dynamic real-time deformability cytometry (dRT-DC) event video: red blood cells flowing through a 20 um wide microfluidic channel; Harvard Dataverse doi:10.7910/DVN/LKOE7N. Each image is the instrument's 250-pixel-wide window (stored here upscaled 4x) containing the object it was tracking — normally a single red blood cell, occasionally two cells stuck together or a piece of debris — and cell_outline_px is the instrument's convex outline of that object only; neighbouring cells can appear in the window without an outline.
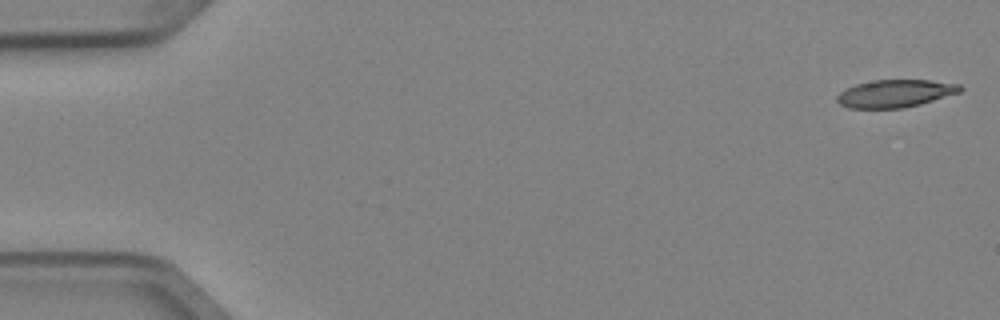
{"species": "Egyptian fruit bat (a non-hibernating species)", "species_latin": "Rousettus aegyptiacus", "temperature_condition": "cold", "stored_images_in_passage": 5, "camera_frame_rate_fps": 3000, "um_per_image_px": 0.085, "animal": {"sex": "female"}, "frame": {"image": 1, "passage_image": 1, "time_ms": 0.0, "image_size_px": [1000, 320], "cell_outline_px": [[964, 88], [960, 92], [920, 104], [904, 108], [848, 108], [840, 104], [836, 100], [836, 96], [844, 88], [856, 84], [872, 80], [928, 80], [960, 84]], "centroid_in_image_um": [76.06, 7.94], "position_along_channel_um": 8.9, "area_um2": 19.88}}
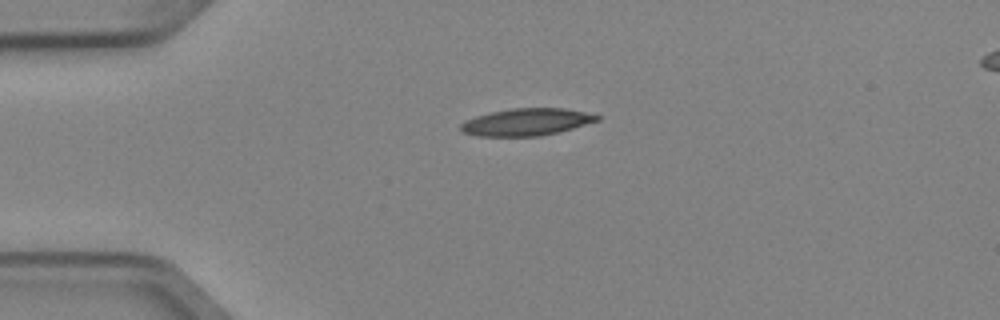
{"frame": {"image": 2, "passage_image": 4, "time_ms": 1.0, "image_size_px": [1000, 320], "cell_outline_px": [[600, 120], [560, 132], [540, 136], [476, 136], [464, 132], [460, 128], [460, 124], [464, 120], [476, 116], [492, 112], [512, 108], [564, 108], [584, 112], [600, 116]], "centroid_in_image_um": [44.75, 10.37], "position_along_channel_um": 40.2, "area_um2": 21.56}}